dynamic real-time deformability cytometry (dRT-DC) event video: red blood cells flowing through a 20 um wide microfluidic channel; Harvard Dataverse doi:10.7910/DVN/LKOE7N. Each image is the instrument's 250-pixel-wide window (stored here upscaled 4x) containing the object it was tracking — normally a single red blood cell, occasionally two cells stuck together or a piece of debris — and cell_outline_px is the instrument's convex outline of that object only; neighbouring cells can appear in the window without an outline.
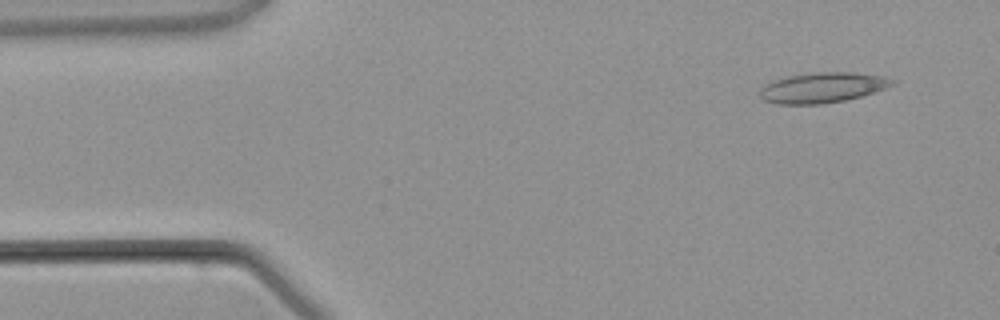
{"species": "common noctule bat (a hibernating species)", "species_latin": "Nyctalus noctula", "temperature_condition": "warm", "stored_images_in_passage": 3, "camera_frame_rate_fps": 3000, "um_per_image_px": 0.085, "animal": {"sex": "male", "body_mass_g": 21.5, "forearm_length_mm": 52.0}, "frame": {"image": 1, "passage_image": 1, "time_ms": 0.0, "image_size_px": [1000, 320], "cell_outline_px": [[896, 84], [860, 96], [844, 100], [820, 104], [776, 104], [764, 100], [760, 96], [760, 88], [764, 84], [772, 80], [788, 76], [812, 72], [852, 72], [884, 76], [896, 80]], "centroid_in_image_um": [69.88, 7.43], "position_along_channel_um": 15.1, "area_um2": 23.41}}
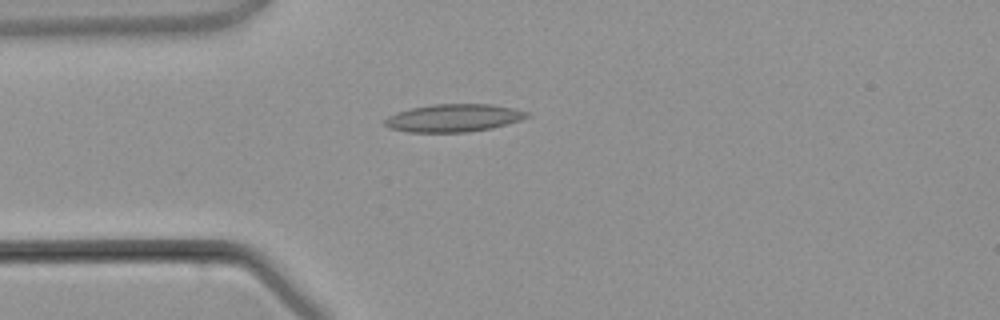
{"frame": {"image": 2, "passage_image": 3, "time_ms": 2.333, "image_size_px": [1000, 320], "cell_outline_px": [[528, 116], [520, 120], [508, 124], [492, 128], [468, 132], [408, 132], [388, 128], [384, 124], [384, 120], [388, 116], [396, 112], [412, 108], [432, 104], [492, 104], [512, 108], [528, 112]], "centroid_in_image_um": [38.53, 10.03], "position_along_channel_um": 46.5, "area_um2": 23.0}}